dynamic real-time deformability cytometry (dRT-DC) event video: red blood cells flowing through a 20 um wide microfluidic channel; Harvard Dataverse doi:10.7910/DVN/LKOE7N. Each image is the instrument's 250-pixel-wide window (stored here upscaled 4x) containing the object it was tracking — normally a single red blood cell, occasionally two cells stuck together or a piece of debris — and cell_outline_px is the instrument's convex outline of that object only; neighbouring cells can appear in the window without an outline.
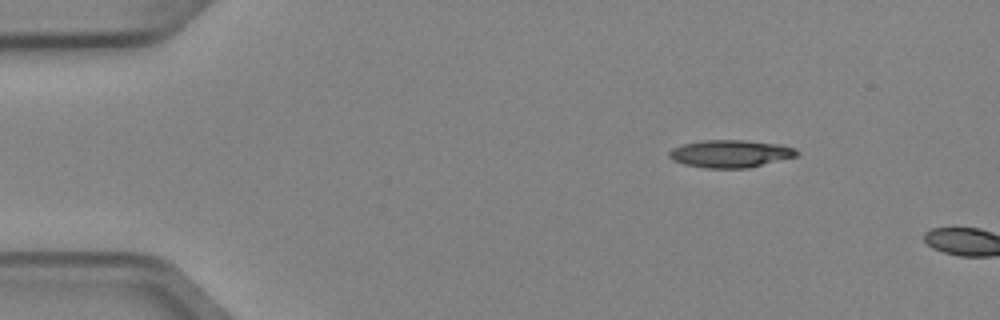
{"species": "Egyptian fruit bat (a non-hibernating species)", "species_latin": "Rousettus aegyptiacus", "temperature_condition": "cold", "stored_images_in_passage": 2, "camera_frame_rate_fps": 3000, "um_per_image_px": 0.085, "animal": {"sex": "female"}, "frame": {"image": 1, "passage_image": 2, "time_ms": 0.333, "image_size_px": [1000, 320], "cell_outline_px": [[800, 156], [748, 168], [704, 168], [684, 164], [672, 160], [668, 156], [668, 152], [672, 148], [684, 144], [704, 140], [744, 140], [780, 144], [796, 148], [800, 152]], "centroid_in_image_um": [62.13, 13.07], "position_along_channel_um": 22.9, "area_um2": 20.75}}